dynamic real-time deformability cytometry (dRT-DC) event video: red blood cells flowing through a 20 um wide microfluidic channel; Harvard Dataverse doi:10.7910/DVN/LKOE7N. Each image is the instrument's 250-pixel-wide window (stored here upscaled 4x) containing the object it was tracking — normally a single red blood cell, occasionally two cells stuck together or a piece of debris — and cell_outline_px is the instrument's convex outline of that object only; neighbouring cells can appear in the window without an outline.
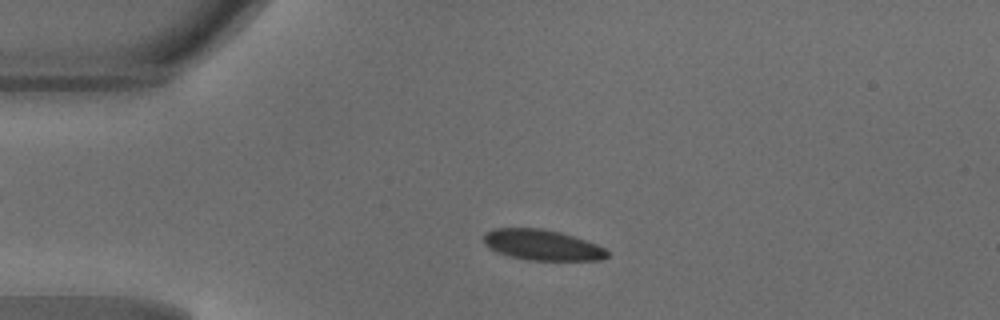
{"species": "common noctule bat (a hibernating species)", "species_latin": "Nyctalus noctula", "temperature_condition": "warm", "stored_images_in_passage": 45, "camera_frame_rate_fps": 3000, "um_per_image_px": 0.085, "animal": {"sex": "male", "body_mass_g": 18.8}, "frame": {"image": 1, "passage_image": 8, "time_ms": 2.333, "image_size_px": [1000, 320], "cell_outline_px": [[608, 256], [600, 260], [528, 260], [496, 252], [484, 244], [484, 232], [492, 228], [540, 228], [560, 232], [596, 244], [604, 248], [608, 252]], "centroid_in_image_um": [46.05, 20.81], "position_along_channel_um": 39.0, "area_um2": 21.91}}
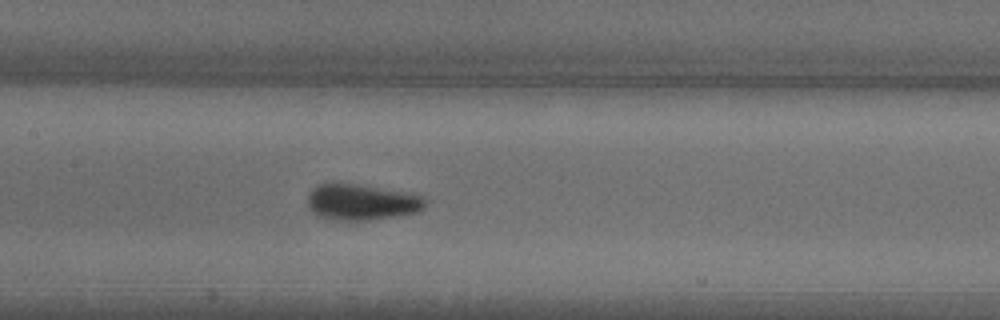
{"frame": {"image": 2, "passage_image": 20, "time_ms": 6.333, "image_size_px": [1000, 320], "cell_outline_px": [[424, 208], [416, 212], [368, 220], [332, 220], [320, 216], [312, 212], [308, 204], [308, 192], [312, 188], [320, 184], [356, 184], [404, 192], [424, 196]], "centroid_in_image_um": [30.69, 17.18], "position_along_channel_um": 176.7, "area_um2": 24.22}}
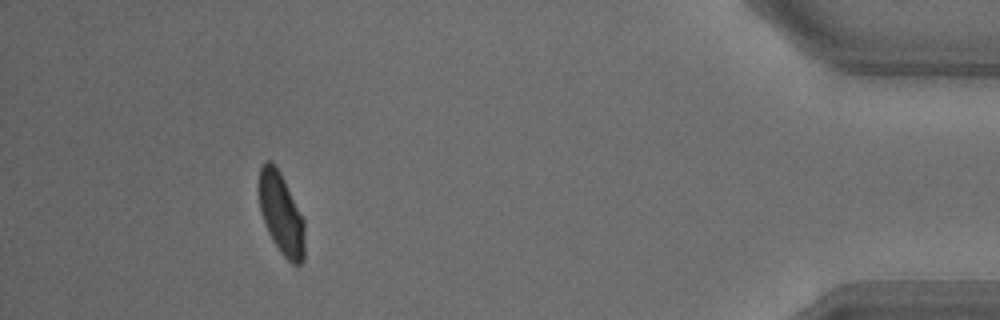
{"frame": {"image": 3, "passage_image": 41, "time_ms": 13.333, "image_size_px": [1000, 320], "cell_outline_px": [[304, 260], [300, 264], [292, 264], [280, 252], [272, 240], [264, 224], [260, 212], [256, 188], [260, 168], [264, 160], [272, 160], [280, 172], [304, 220]], "centroid_in_image_um": [23.85, 18.12], "position_along_channel_um": 411.4, "area_um2": 22.2}, "authors_computed_cell_mechanics": {"area_um2": 23.0044, "velocity_mm_per_s": 4.1813, "shape_relaxation_time_tau1_ms": 3.0378, "shape_relaxation_time_tau2_ms": null, "deformation_change_tau1": 0.1135, "deformation_change_tau2": null}}